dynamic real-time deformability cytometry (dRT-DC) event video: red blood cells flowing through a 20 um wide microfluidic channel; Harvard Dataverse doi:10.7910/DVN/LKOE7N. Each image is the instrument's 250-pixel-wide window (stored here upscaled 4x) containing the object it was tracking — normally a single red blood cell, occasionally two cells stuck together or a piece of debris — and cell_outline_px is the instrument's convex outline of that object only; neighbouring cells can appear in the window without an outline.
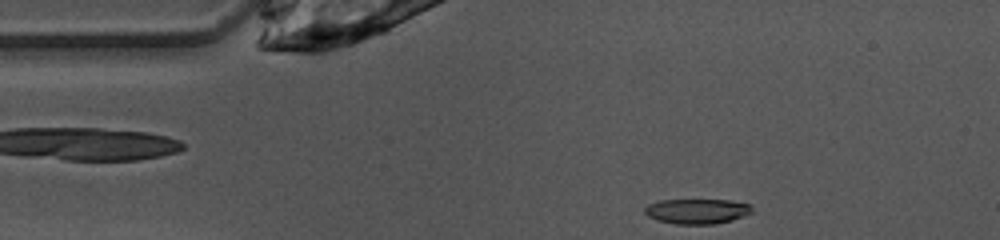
{"species": "common noctule bat (a hibernating species)", "species_latin": "Nyctalus noctula", "temperature_condition": "warm", "stored_images_in_passage": 6, "camera_frame_rate_fps": 3000, "um_per_image_px": 0.085, "animal": {"sex": "female", "body_mass_g": 10.0, "forearm_length_mm": 53.1}, "frame": {"image": 1, "passage_image": 6, "time_ms": 1.667, "image_size_px": [1000, 240], "cell_outline_px": [[752, 212], [744, 216], [732, 220], [716, 224], [676, 224], [656, 220], [648, 216], [644, 212], [644, 208], [648, 204], [660, 200], [728, 200], [748, 204], [752, 208]], "centroid_in_image_um": [59.22, 17.96], "position_along_channel_um": 25.8, "area_um2": 15.66}}